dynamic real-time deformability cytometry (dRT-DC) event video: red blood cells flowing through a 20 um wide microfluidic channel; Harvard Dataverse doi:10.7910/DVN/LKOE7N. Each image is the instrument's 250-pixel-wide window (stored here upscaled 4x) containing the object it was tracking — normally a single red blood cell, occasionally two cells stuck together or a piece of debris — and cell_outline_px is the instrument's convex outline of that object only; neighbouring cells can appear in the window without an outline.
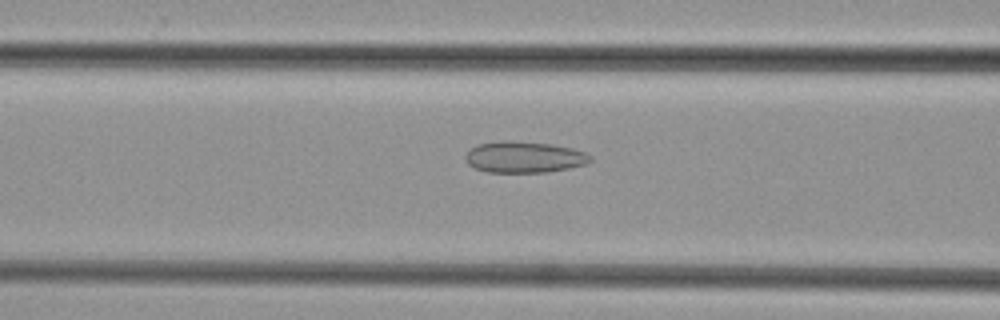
{"species": "common noctule bat (a hibernating species)", "species_latin": "Nyctalus noctula", "temperature_condition": "cold", "stored_images_in_passage": 28, "camera_frame_rate_fps": 3000, "um_per_image_px": 0.085, "animal": {"sex": "female", "body_mass_g": 29.2, "forearm_length_mm": 56.3}, "frame": {"image": 1, "passage_image": 8, "time_ms": 2.333, "image_size_px": [1000, 320], "cell_outline_px": [[592, 160], [588, 164], [548, 172], [488, 172], [476, 168], [468, 164], [464, 156], [476, 144], [500, 140], [512, 140], [552, 144], [572, 148], [588, 152], [592, 156]], "centroid_in_image_um": [44.59, 13.34], "position_along_channel_um": 122.0, "area_um2": 23.06}}
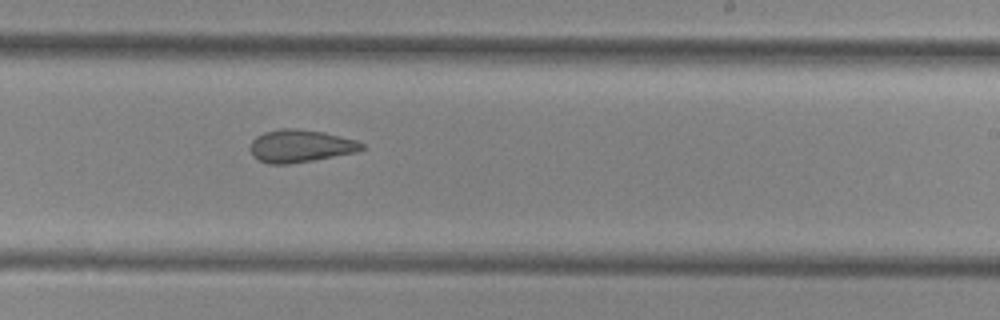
{"frame": {"image": 2, "passage_image": 18, "time_ms": 5.667, "image_size_px": [1000, 320], "cell_outline_px": [[368, 148], [356, 152], [312, 160], [288, 164], [268, 164], [252, 156], [248, 148], [252, 140], [256, 136], [264, 132], [280, 128], [296, 128], [324, 132], [356, 140], [364, 144]], "centroid_in_image_um": [25.52, 12.4], "position_along_channel_um": 263.5, "area_um2": 21.39}}
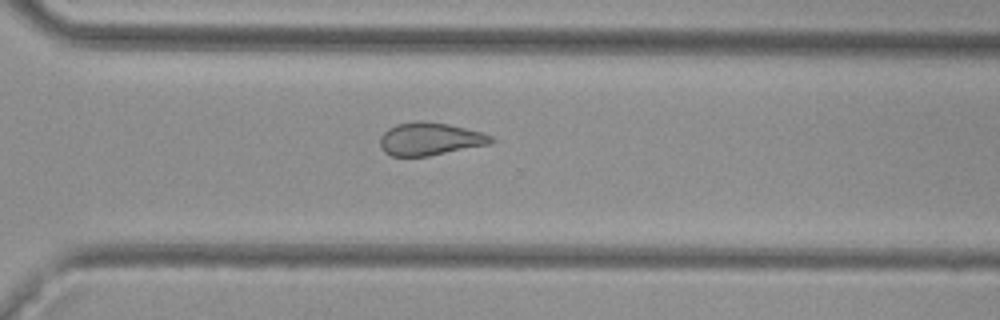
{"frame": {"image": 3, "passage_image": 23, "time_ms": 7.333, "image_size_px": [1000, 320], "cell_outline_px": [[496, 140], [488, 144], [428, 156], [392, 156], [384, 152], [380, 148], [380, 136], [388, 128], [396, 124], [416, 120], [424, 120], [448, 124], [480, 132], [492, 136]], "centroid_in_image_um": [36.49, 11.8], "position_along_channel_um": 334.1, "area_um2": 21.21}}